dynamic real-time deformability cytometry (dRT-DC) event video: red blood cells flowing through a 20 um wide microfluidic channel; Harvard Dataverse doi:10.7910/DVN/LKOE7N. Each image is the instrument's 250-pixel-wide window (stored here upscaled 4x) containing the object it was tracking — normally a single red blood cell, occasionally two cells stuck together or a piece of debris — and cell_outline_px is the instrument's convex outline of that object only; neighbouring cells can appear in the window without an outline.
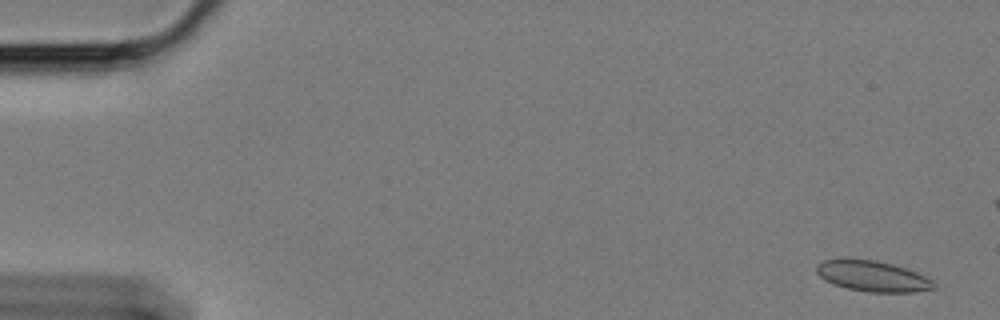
{"species": "Egyptian fruit bat (a non-hibernating species)", "species_latin": "Rousettus aegyptiacus", "temperature_condition": "cold", "stored_images_in_passage": 61, "camera_frame_rate_fps": 3000, "um_per_image_px": 0.085, "animal": {"sex": "female"}, "frame": {"image": 1, "passage_image": 3, "time_ms": 0.667, "image_size_px": [1000, 320], "cell_outline_px": [[936, 288], [916, 292], [868, 292], [848, 288], [824, 280], [816, 272], [816, 264], [824, 260], [876, 260], [892, 264], [916, 272], [932, 280], [936, 284]], "centroid_in_image_um": [74.2, 23.49], "position_along_channel_um": 10.8, "area_um2": 20.63}}
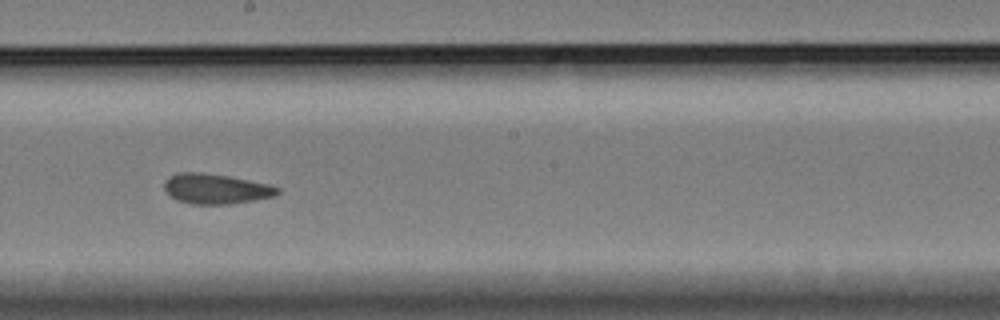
{"frame": {"image": 2, "passage_image": 34, "time_ms": 11.0, "image_size_px": [1000, 320], "cell_outline_px": [[280, 192], [272, 196], [252, 200], [228, 204], [192, 204], [176, 200], [168, 196], [164, 188], [164, 184], [168, 176], [180, 172], [204, 172], [228, 176], [268, 184], [280, 188]], "centroid_in_image_um": [18.28, 16.04], "position_along_channel_um": 229.9, "area_um2": 19.83}}
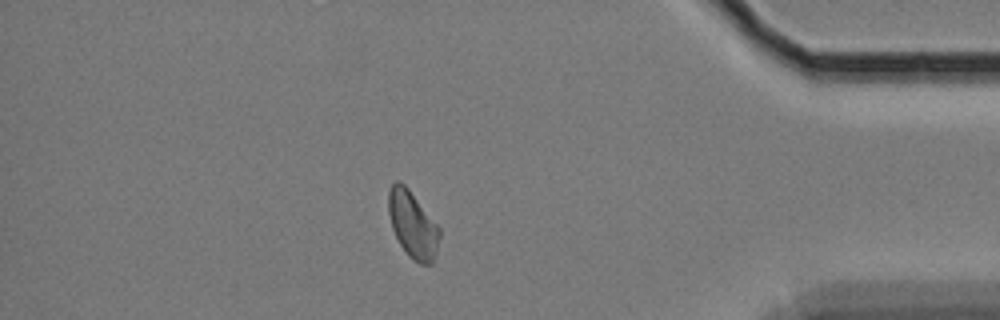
{"frame": {"image": 3, "passage_image": 52, "time_ms": 17.0, "image_size_px": [1000, 320], "cell_outline_px": [[440, 236], [432, 264], [420, 264], [412, 260], [408, 256], [400, 244], [392, 228], [388, 212], [388, 192], [392, 184], [396, 180], [400, 180], [408, 188], [440, 228]], "centroid_in_image_um": [35.06, 19.09], "position_along_channel_um": 400.1, "area_um2": 19.77}, "authors_computed_cell_mechanics": {"area_um2": 19.9988, "velocity_mm_per_s": 3.3847, "shape_relaxation_time_tau1_ms": null, "shape_relaxation_time_tau2_ms": 3.8607, "deformation_change_tau1": null, "deformation_change_tau2": 0.0623}}